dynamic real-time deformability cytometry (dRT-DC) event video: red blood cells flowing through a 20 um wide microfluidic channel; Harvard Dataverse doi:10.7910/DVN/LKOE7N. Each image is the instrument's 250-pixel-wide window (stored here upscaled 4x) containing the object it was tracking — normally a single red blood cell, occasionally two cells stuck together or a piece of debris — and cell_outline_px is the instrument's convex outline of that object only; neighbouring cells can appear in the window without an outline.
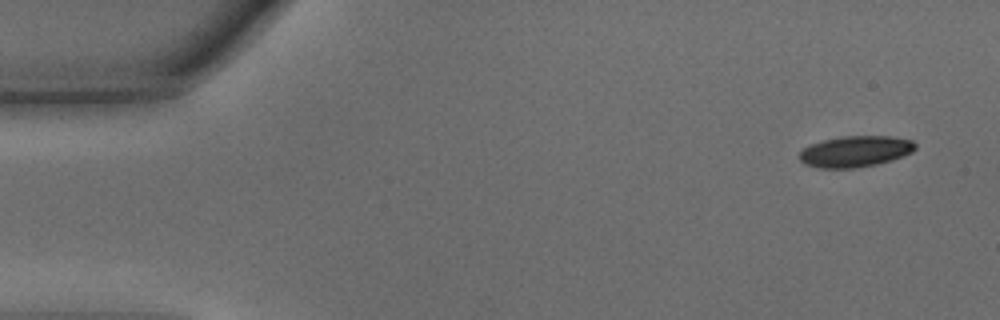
{"species": "common noctule bat (a hibernating species)", "species_latin": "Nyctalus noctula", "temperature_condition": "warm", "stored_images_in_passage": 12, "camera_frame_rate_fps": 3000, "um_per_image_px": 0.085, "animal": {"sex": "male", "body_mass_g": 15.6}, "frame": {"image": 1, "passage_image": 1, "time_ms": 0.0, "image_size_px": [1000, 320], "cell_outline_px": [[916, 148], [912, 152], [876, 164], [852, 168], [820, 168], [804, 164], [800, 160], [800, 152], [804, 148], [812, 144], [824, 140], [844, 136], [888, 136], [912, 140], [916, 144]], "centroid_in_image_um": [72.68, 12.87], "position_along_channel_um": 12.3, "area_um2": 20.63}}
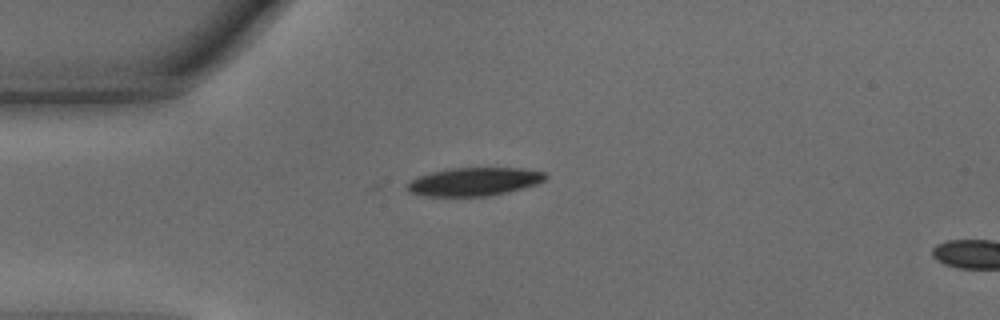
{"frame": {"image": 2, "passage_image": 10, "time_ms": 3.0, "image_size_px": [1000, 320], "cell_outline_px": [[548, 176], [544, 180], [536, 184], [508, 192], [488, 196], [424, 196], [408, 192], [404, 188], [416, 176], [432, 172], [452, 168], [520, 168], [544, 172]], "centroid_in_image_um": [40.27, 15.44], "position_along_channel_um": 44.7, "area_um2": 22.77}}